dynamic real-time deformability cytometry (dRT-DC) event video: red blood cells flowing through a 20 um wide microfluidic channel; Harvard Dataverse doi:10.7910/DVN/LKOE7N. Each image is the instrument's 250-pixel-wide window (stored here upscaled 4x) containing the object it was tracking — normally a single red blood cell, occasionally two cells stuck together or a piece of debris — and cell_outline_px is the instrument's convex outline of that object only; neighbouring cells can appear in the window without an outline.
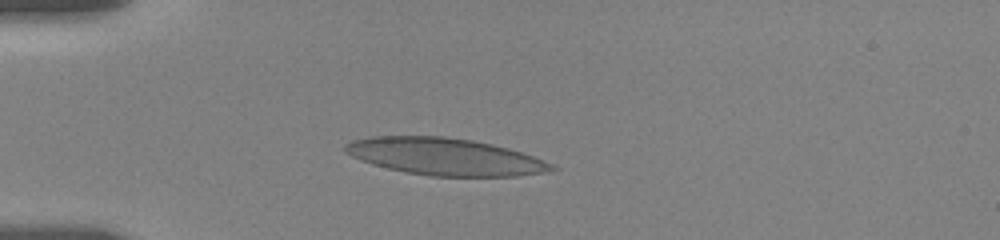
{"species": "human", "species_latin": "Homo sapiens", "temperature_condition": "room temperature", "stored_images_in_passage": 10, "camera_frame_rate_fps": 3000, "um_per_image_px": 0.085, "donor": {"sex": "female"}, "frame": {"image": 1, "passage_image": 5, "time_ms": 1.667, "image_size_px": [1000, 240], "cell_outline_px": [[560, 168], [544, 172], [516, 176], [432, 176], [404, 172], [372, 164], [360, 160], [344, 152], [344, 144], [352, 140], [372, 136], [444, 136], [472, 140], [492, 144], [508, 148], [532, 156], [552, 164]], "centroid_in_image_um": [37.78, 13.31], "position_along_channel_um": 47.2, "area_um2": 44.51}}
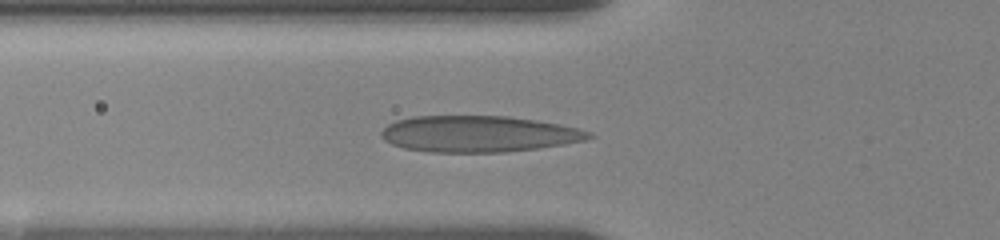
{"frame": {"image": 2, "passage_image": 9, "time_ms": 3.333, "image_size_px": [1000, 240], "cell_outline_px": [[596, 136], [584, 140], [564, 144], [536, 148], [504, 152], [428, 152], [404, 148], [392, 144], [384, 140], [380, 136], [380, 132], [388, 124], [396, 120], [412, 116], [508, 116], [536, 120], [560, 124], [592, 132]], "centroid_in_image_um": [40.65, 11.38], "position_along_channel_um": 85.1, "area_um2": 43.99}}